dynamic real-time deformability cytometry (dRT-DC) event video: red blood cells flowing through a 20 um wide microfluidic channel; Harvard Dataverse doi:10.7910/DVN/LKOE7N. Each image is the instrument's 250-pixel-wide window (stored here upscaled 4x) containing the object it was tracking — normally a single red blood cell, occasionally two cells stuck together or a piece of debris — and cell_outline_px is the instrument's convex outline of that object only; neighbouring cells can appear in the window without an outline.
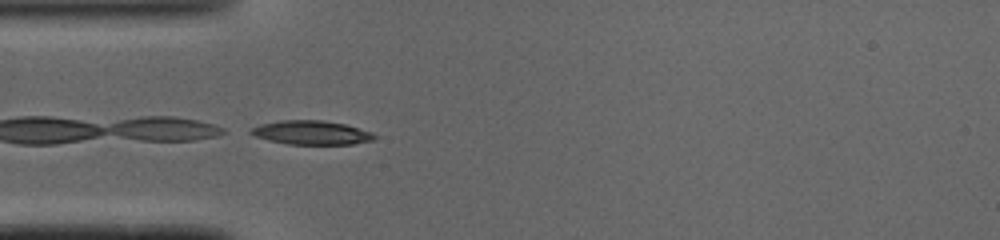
{"species": "common noctule bat (a hibernating species)", "species_latin": "Nyctalus noctula", "temperature_condition": "cold", "stored_images_in_passage": 13, "camera_frame_rate_fps": 3000, "um_per_image_px": 0.085, "animal": {"sex": "male", "body_mass_g": 19.0, "forearm_length_mm": 50.8}, "frame": {"image": 1, "passage_image": 13, "time_ms": 4.0, "image_size_px": [1000, 240], "cell_outline_px": [[376, 140], [352, 144], [288, 144], [268, 140], [256, 136], [248, 132], [252, 128], [260, 124], [280, 120], [324, 120], [344, 124], [372, 132], [376, 136]], "centroid_in_image_um": [26.48, 11.27], "position_along_channel_um": 58.5, "area_um2": 17.22}}